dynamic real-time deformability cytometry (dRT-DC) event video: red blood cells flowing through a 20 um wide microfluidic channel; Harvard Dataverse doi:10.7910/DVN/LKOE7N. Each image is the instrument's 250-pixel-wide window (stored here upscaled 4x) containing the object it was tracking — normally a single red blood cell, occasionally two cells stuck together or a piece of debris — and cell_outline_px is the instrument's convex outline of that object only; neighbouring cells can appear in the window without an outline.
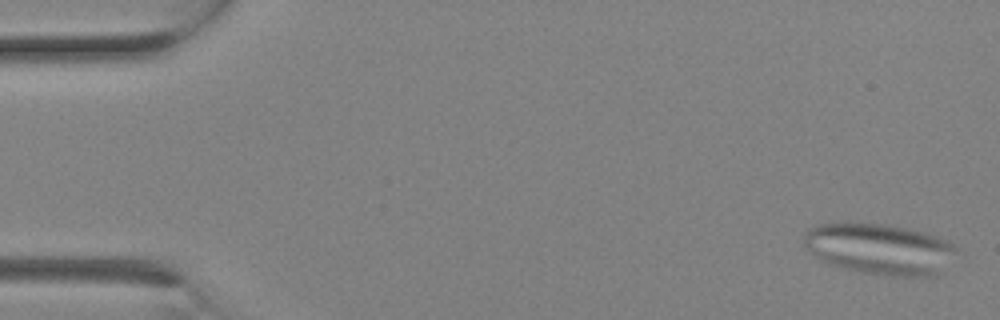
{"species": "Egyptian fruit bat (a non-hibernating species)", "species_latin": "Rousettus aegyptiacus", "temperature_condition": "room temperature", "stored_images_in_passage": 3, "camera_frame_rate_fps": 3000, "um_per_image_px": 0.085, "animal": {"sex": "female"}, "frame": {"image": 1, "passage_image": 1, "time_ms": 0.0, "image_size_px": [1000, 320], "cell_outline_px": [[956, 248], [940, 272], [936, 276], [888, 276], [864, 272], [828, 264], [820, 260], [804, 248], [804, 232], [808, 228], [816, 224], [884, 224], [908, 228], [924, 232], [948, 240], [956, 244]], "centroid_in_image_um": [74.73, 21.16], "position_along_channel_um": 10.3, "area_um2": 44.97}}
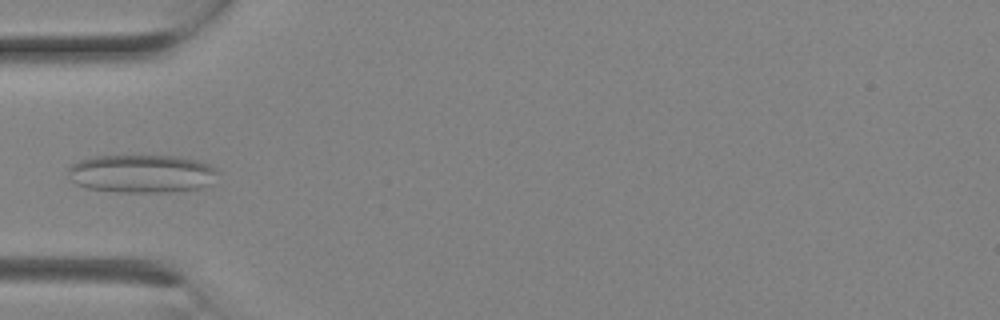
{"frame": {"image": 2, "passage_image": 3, "time_ms": 0.667, "image_size_px": [1000, 320], "cell_outline_px": [[220, 172], [200, 188], [168, 192], [120, 192], [88, 188], [76, 184], [72, 180], [68, 172], [68, 168], [72, 164], [80, 160], [96, 156], [180, 156], [196, 160], [208, 164]], "centroid_in_image_um": [12.01, 14.75], "position_along_channel_um": 73.0, "area_um2": 32.95}}